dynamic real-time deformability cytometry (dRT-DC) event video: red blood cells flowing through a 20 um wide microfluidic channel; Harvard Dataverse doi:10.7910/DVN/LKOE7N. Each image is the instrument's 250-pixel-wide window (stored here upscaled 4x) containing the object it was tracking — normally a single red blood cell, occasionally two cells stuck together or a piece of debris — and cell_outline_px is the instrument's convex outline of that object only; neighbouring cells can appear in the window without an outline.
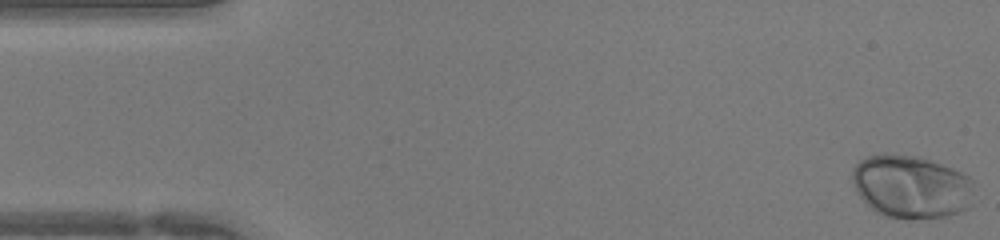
{"species": "human", "species_latin": "Homo sapiens", "temperature_condition": "warm", "stored_images_in_passage": 45, "camera_frame_rate_fps": 3000, "um_per_image_px": 0.085, "donor": {"sex": "female"}, "frame": {"image": 1, "passage_image": 1, "time_ms": 0.0, "image_size_px": [1000, 240], "cell_outline_px": [[972, 204], [968, 208], [960, 212], [948, 216], [912, 220], [884, 216], [876, 212], [856, 192], [852, 180], [852, 168], [860, 160], [868, 156], [884, 152], [916, 156], [952, 168], [968, 176], [972, 180]], "centroid_in_image_um": [77.44, 15.87], "position_along_channel_um": 7.6, "area_um2": 45.2}}
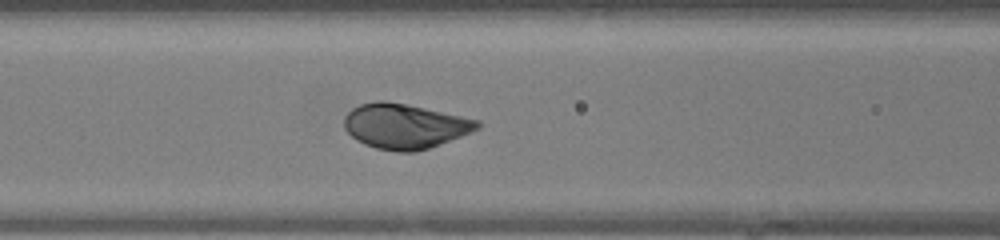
{"frame": {"image": 2, "passage_image": 18, "time_ms": 5.667, "image_size_px": [1000, 240], "cell_outline_px": [[480, 128], [460, 136], [428, 148], [416, 152], [396, 152], [376, 148], [364, 144], [356, 140], [344, 128], [344, 116], [352, 108], [360, 104], [376, 100], [384, 100], [424, 108], [480, 120]], "centroid_in_image_um": [34.37, 10.72], "position_along_channel_um": 132.2, "area_um2": 34.68}}
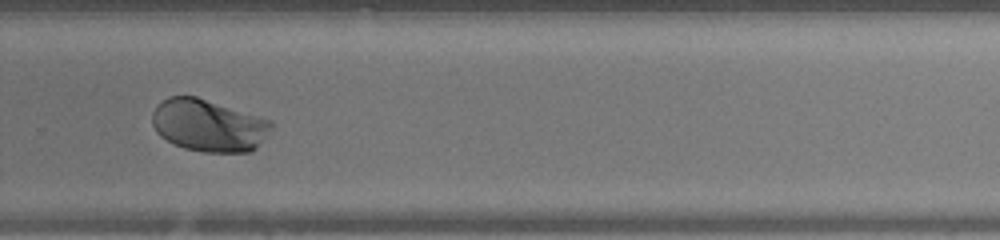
{"frame": {"image": 3, "passage_image": 30, "time_ms": 9.667, "image_size_px": [1000, 240], "cell_outline_px": [[272, 128], [260, 144], [252, 152], [204, 152], [184, 148], [160, 136], [156, 132], [152, 124], [152, 112], [156, 104], [168, 96], [196, 96], [272, 120]], "centroid_in_image_um": [17.72, 10.65], "position_along_channel_um": 312.1, "area_um2": 36.41}}